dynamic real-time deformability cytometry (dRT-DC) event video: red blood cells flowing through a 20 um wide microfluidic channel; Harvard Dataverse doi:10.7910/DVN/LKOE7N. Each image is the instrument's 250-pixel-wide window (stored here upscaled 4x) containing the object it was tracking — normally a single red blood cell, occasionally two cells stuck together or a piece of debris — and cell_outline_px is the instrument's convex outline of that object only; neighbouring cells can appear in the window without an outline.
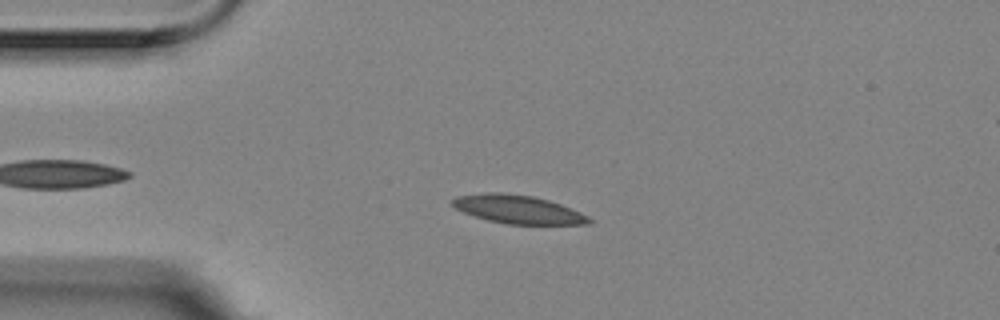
{"species": "Egyptian fruit bat (a non-hibernating species)", "species_latin": "Rousettus aegyptiacus", "temperature_condition": "room temperature", "stored_images_in_passage": 43, "camera_frame_rate_fps": 3000, "um_per_image_px": 0.085, "animal": {"sex": "female"}, "frame": {"image": 1, "passage_image": 10, "time_ms": 3.0, "image_size_px": [1000, 320], "cell_outline_px": [[592, 224], [508, 224], [488, 220], [464, 212], [456, 208], [452, 204], [452, 200], [456, 196], [488, 192], [500, 192], [532, 196], [548, 200], [560, 204], [580, 212], [588, 216], [592, 220]], "centroid_in_image_um": [44.04, 17.79], "position_along_channel_um": 41.0, "area_um2": 22.37}}
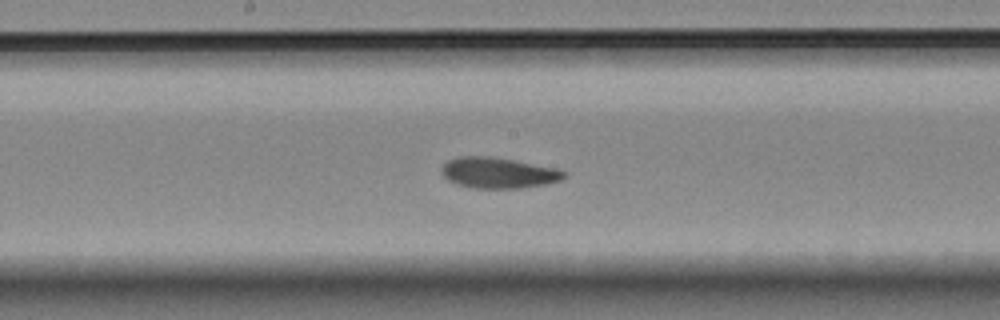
{"frame": {"image": 2, "passage_image": 26, "time_ms": 8.333, "image_size_px": [1000, 320], "cell_outline_px": [[568, 176], [560, 180], [544, 184], [524, 188], [472, 188], [456, 184], [448, 180], [440, 172], [440, 168], [448, 160], [460, 156], [488, 156], [512, 160], [556, 168], [568, 172]], "centroid_in_image_um": [42.35, 14.69], "position_along_channel_um": 205.9, "area_um2": 22.02}}
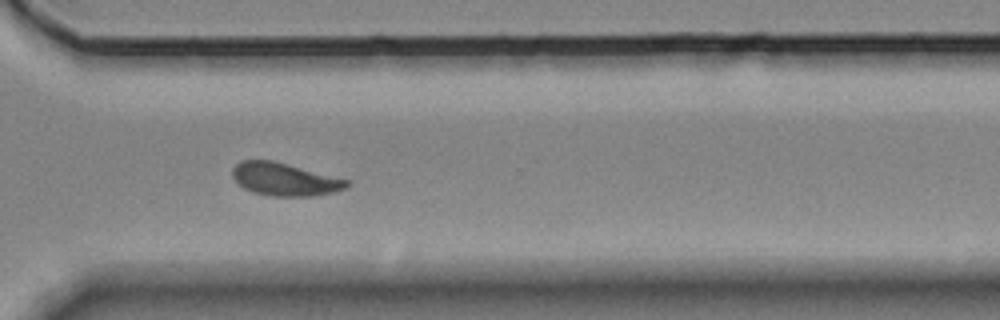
{"frame": {"image": 3, "passage_image": 38, "time_ms": 12.333, "image_size_px": [1000, 320], "cell_outline_px": [[352, 184], [348, 188], [332, 192], [312, 196], [268, 196], [252, 192], [244, 188], [232, 176], [232, 168], [240, 160], [272, 160], [288, 164], [348, 180]], "centroid_in_image_um": [24.19, 15.24], "position_along_channel_um": 346.4, "area_um2": 21.85}, "authors_computed_cell_mechanics": {"area_um2": 22.1952, "velocity_mm_per_s": 3.5181, "shape_relaxation_time_tau1_ms": 5.5834, "shape_relaxation_time_tau2_ms": 2.5381, "deformation_change_tau1": 0.1292, "deformation_change_tau2": 0.083}}